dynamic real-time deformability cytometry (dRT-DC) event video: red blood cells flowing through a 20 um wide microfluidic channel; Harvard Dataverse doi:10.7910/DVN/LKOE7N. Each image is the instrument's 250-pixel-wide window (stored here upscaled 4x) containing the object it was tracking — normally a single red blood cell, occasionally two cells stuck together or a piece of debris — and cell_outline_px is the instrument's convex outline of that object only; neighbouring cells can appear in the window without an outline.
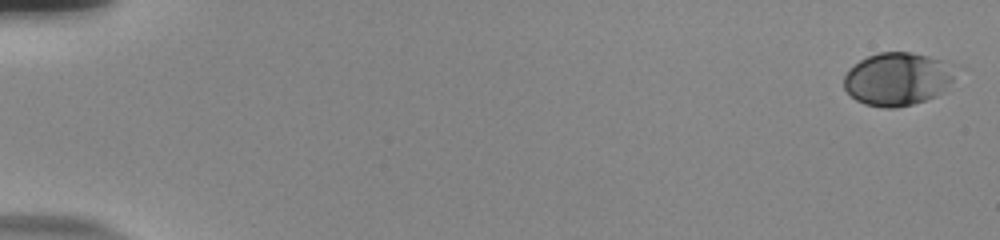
{"species": "human", "species_latin": "Homo sapiens", "temperature_condition": "room temperature", "stored_images_in_passage": 56, "camera_frame_rate_fps": 3000, "um_per_image_px": 0.085, "donor": {"sex": "male"}, "frame": {"image": 1, "passage_image": 1, "time_ms": 0.0, "image_size_px": [1000, 240], "cell_outline_px": [[956, 72], [952, 80], [936, 96], [912, 104], [896, 108], [884, 108], [864, 104], [856, 100], [844, 88], [844, 76], [860, 60], [868, 56], [880, 52], [912, 52], [928, 56], [940, 60]], "centroid_in_image_um": [76.24, 6.72], "position_along_channel_um": 8.8, "area_um2": 33.87}}
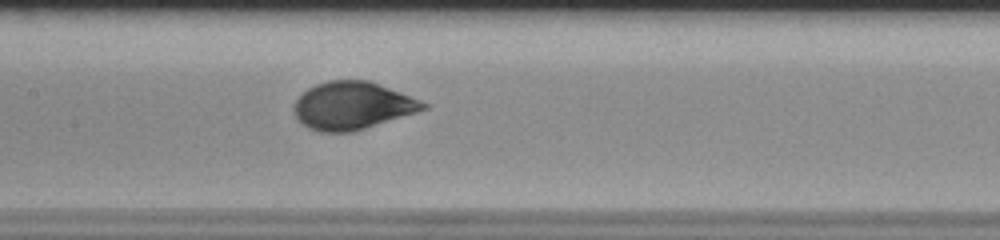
{"frame": {"image": 2, "passage_image": 29, "time_ms": 9.333, "image_size_px": [1000, 240], "cell_outline_px": [[428, 108], [416, 112], [352, 132], [320, 132], [308, 128], [292, 112], [292, 108], [296, 100], [308, 88], [316, 84], [328, 80], [368, 80], [420, 100], [428, 104]], "centroid_in_image_um": [29.92, 8.98], "position_along_channel_um": 177.5, "area_um2": 35.55}}
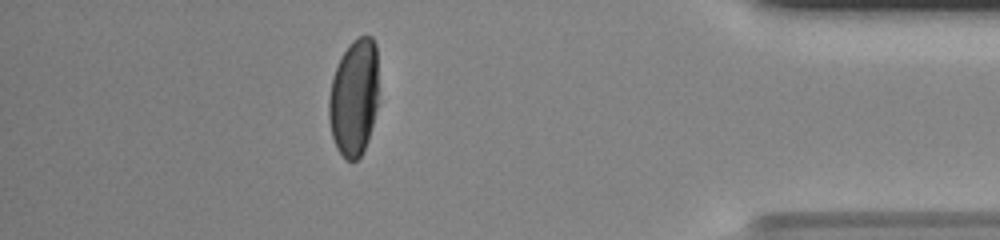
{"frame": {"image": 3, "passage_image": 50, "time_ms": 16.333, "image_size_px": [1000, 240], "cell_outline_px": [[376, 108], [368, 140], [360, 156], [356, 160], [348, 160], [336, 148], [332, 136], [328, 116], [328, 100], [332, 80], [336, 68], [348, 44], [352, 40], [360, 36], [372, 36], [376, 44]], "centroid_in_image_um": [30.06, 8.28], "position_along_channel_um": 405.1, "area_um2": 33.35}, "authors_computed_cell_mechanics": {"area_um2": 34.4199, "velocity_mm_per_s": 3.7454, "shape_relaxation_time_tau1_ms": 3.0459, "shape_relaxation_time_tau2_ms": null, "deformation_change_tau1": 0.1569, "deformation_change_tau2": null}}